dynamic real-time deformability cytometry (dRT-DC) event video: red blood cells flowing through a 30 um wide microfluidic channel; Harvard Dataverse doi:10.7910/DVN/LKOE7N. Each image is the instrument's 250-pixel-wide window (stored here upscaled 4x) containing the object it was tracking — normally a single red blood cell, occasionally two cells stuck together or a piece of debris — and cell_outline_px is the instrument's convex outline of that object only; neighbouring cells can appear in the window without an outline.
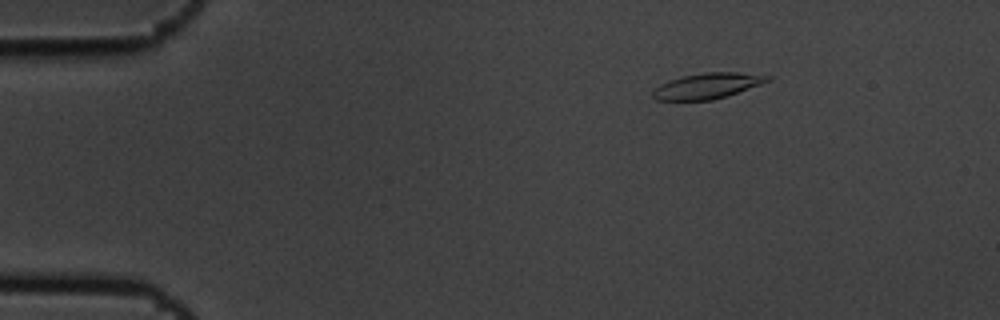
{"species": "common noctule bat (a hibernating species)", "species_latin": "Nyctalus noctula", "temperature_condition": "cold", "stored_images_in_passage": 4, "camera_frame_rate_fps": 3000, "um_per_image_px": 0.085, "animal": {"sex": "male", "body_mass_g": 19.5, "forearm_length_mm": 54.6}, "frame": {"image": 1, "passage_image": 1, "time_ms": 0.0, "image_size_px": [1000, 320], "cell_outline_px": [[772, 80], [728, 96], [712, 100], [656, 100], [652, 96], [652, 92], [660, 84], [668, 80], [684, 76], [704, 72], [736, 72], [772, 76]], "centroid_in_image_um": [60.14, 7.3], "position_along_channel_um": 24.9, "area_um2": 17.17}}
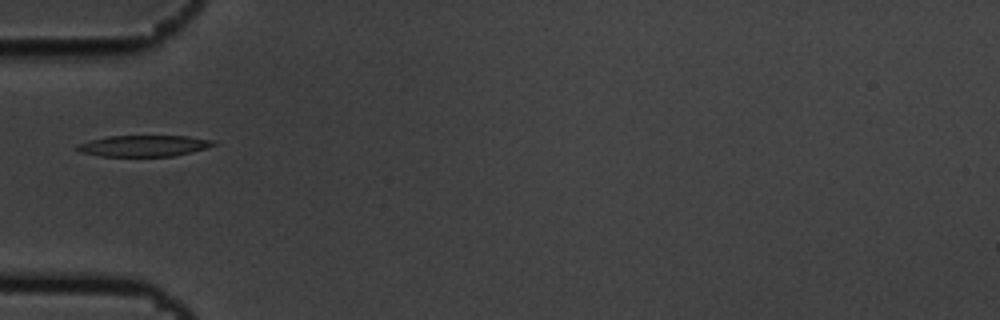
{"frame": {"image": 2, "passage_image": 4, "time_ms": 1.0, "image_size_px": [1000, 320], "cell_outline_px": [[216, 144], [204, 148], [172, 156], [100, 156], [80, 152], [76, 148], [80, 144], [88, 140], [108, 136], [188, 136], [212, 140]], "centroid_in_image_um": [12.17, 12.39], "position_along_channel_um": 72.8, "area_um2": 16.53}}